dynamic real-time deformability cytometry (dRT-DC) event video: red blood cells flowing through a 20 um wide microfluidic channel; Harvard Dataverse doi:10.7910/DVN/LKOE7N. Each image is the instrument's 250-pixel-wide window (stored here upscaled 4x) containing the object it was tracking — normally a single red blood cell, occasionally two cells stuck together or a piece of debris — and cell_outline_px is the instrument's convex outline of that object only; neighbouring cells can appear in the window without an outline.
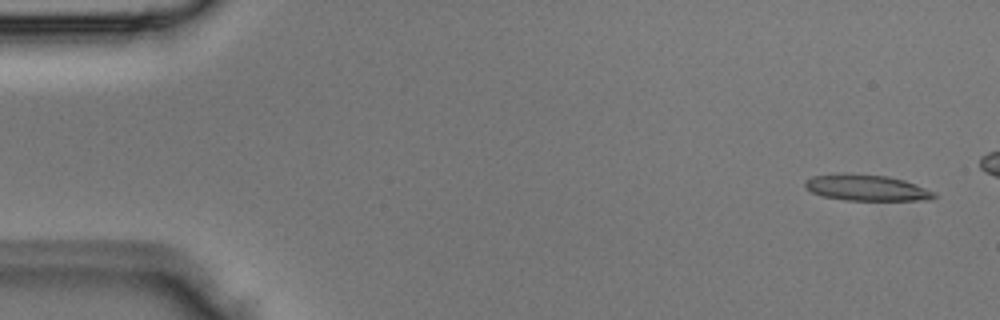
{"species": "Egyptian fruit bat (a non-hibernating species)", "species_latin": "Rousettus aegyptiacus", "temperature_condition": "room temperature", "stored_images_in_passage": 3, "segment_of_instrument_passage": [2, 2], "camera_frame_rate_fps": 3000, "um_per_image_px": 0.085, "animal": {"sex": "male"}, "frame": {"image": 1, "passage_image": 3, "time_ms": 0.667, "image_size_px": [1000, 320], "cell_outline_px": [[936, 196], [932, 200], [844, 200], [820, 196], [812, 192], [804, 184], [804, 180], [812, 176], [844, 172], [888, 176], [904, 180], [916, 184], [936, 192]], "centroid_in_image_um": [73.65, 15.95], "position_along_channel_um": 11.4, "area_um2": 19.94}}